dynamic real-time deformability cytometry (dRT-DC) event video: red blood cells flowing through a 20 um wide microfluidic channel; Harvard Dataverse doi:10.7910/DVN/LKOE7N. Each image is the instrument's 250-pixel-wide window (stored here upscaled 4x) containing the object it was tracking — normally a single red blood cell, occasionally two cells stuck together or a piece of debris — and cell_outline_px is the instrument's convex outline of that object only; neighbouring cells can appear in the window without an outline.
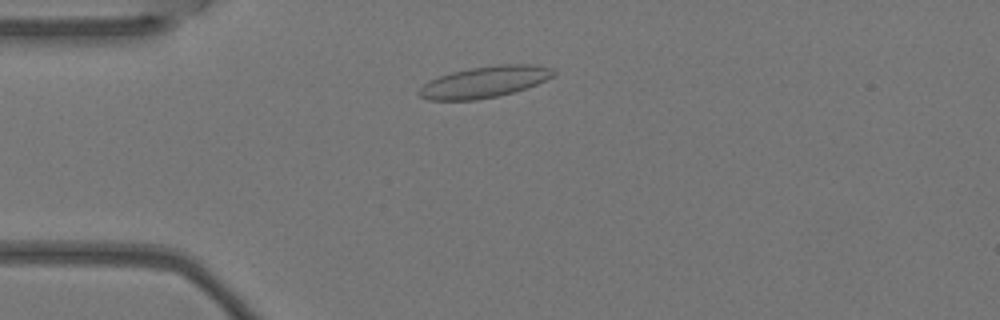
{"species": "Egyptian fruit bat (a non-hibernating species)", "species_latin": "Rousettus aegyptiacus", "temperature_condition": "warm", "stored_images_in_passage": 5, "camera_frame_rate_fps": 3000, "um_per_image_px": 0.085, "animal": {"sex": "female"}, "frame": {"image": 1, "passage_image": 3, "time_ms": 0.667, "image_size_px": [1000, 320], "cell_outline_px": [[556, 72], [552, 76], [536, 84], [512, 92], [496, 96], [476, 100], [428, 100], [420, 96], [420, 88], [424, 84], [440, 76], [452, 72], [472, 68], [496, 64], [536, 64], [552, 68]], "centroid_in_image_um": [41.21, 6.95], "position_along_channel_um": 43.8, "area_um2": 24.16}}
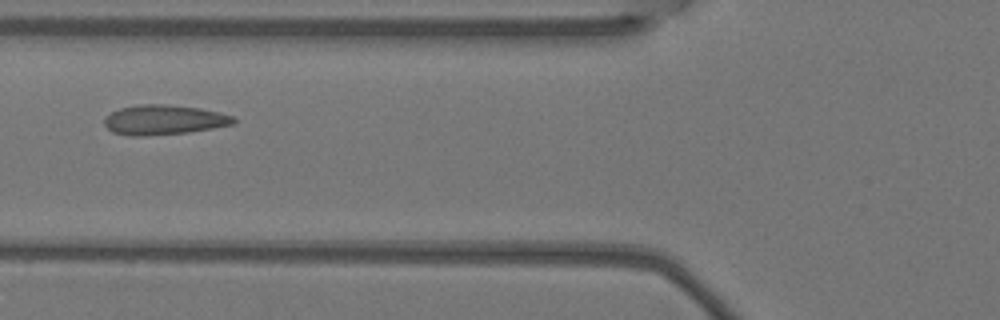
{"frame": {"image": 2, "passage_image": 5, "time_ms": 1.333, "image_size_px": [1000, 320], "cell_outline_px": [[236, 120], [232, 124], [212, 128], [188, 132], [148, 136], [128, 136], [112, 132], [104, 124], [104, 120], [112, 112], [120, 108], [136, 104], [164, 104], [200, 108], [220, 112], [232, 116]], "centroid_in_image_um": [13.91, 10.19], "position_along_channel_um": 111.9, "area_um2": 22.43}}